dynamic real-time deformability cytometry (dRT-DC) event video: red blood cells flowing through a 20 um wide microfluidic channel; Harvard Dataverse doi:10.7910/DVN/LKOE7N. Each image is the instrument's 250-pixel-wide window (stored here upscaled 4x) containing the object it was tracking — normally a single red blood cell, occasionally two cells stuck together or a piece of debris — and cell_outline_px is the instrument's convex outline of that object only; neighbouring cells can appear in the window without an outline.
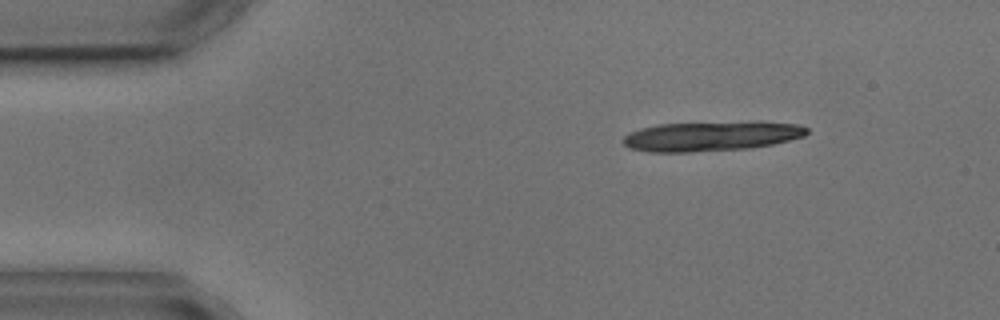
{"species": "common noctule bat (a hibernating species)", "species_latin": "Nyctalus noctula", "temperature_condition": "cold", "stored_images_in_passage": 4, "camera_frame_rate_fps": 3000, "um_per_image_px": 0.085, "animal": {"sex": "male", "body_mass_g": 17.9, "forearm_length_mm": 54.2}, "frame": {"image": 1, "passage_image": 1, "time_ms": 0.0, "image_size_px": [1000, 320], "cell_outline_px": [[808, 132], [804, 136], [772, 144], [748, 148], [688, 152], [648, 152], [628, 148], [620, 140], [628, 132], [640, 128], [660, 124], [760, 120], [796, 124], [808, 128]], "centroid_in_image_um": [60.43, 11.55], "position_along_channel_um": 24.6, "area_um2": 32.37}}